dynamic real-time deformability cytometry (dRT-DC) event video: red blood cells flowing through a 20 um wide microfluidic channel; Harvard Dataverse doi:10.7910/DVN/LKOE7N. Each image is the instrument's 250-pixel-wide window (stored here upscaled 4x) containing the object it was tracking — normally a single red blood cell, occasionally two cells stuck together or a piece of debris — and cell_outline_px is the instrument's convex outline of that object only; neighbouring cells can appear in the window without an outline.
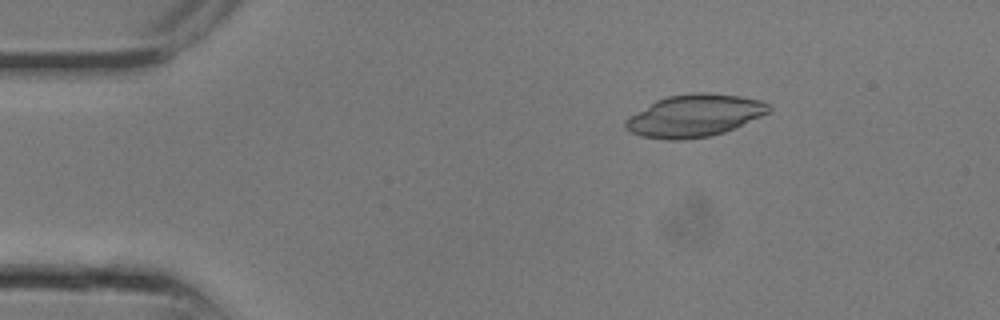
{"species": "common noctule bat (a hibernating species)", "species_latin": "Nyctalus noctula", "temperature_condition": "room temperature", "stored_images_in_passage": 9, "camera_frame_rate_fps": 3000, "um_per_image_px": 0.085, "animal": {"sex": "male", "body_mass_g": 13.3}, "frame": {"image": 1, "passage_image": 4, "time_ms": 1.0, "image_size_px": [1000, 320], "cell_outline_px": [[772, 108], [768, 112], [760, 116], [724, 132], [708, 136], [680, 140], [668, 140], [640, 136], [628, 132], [624, 128], [624, 120], [628, 116], [656, 100], [668, 96], [692, 92], [708, 92], [740, 96], [760, 100], [768, 104]], "centroid_in_image_um": [58.96, 9.83], "position_along_channel_um": 26.0, "area_um2": 35.32}}